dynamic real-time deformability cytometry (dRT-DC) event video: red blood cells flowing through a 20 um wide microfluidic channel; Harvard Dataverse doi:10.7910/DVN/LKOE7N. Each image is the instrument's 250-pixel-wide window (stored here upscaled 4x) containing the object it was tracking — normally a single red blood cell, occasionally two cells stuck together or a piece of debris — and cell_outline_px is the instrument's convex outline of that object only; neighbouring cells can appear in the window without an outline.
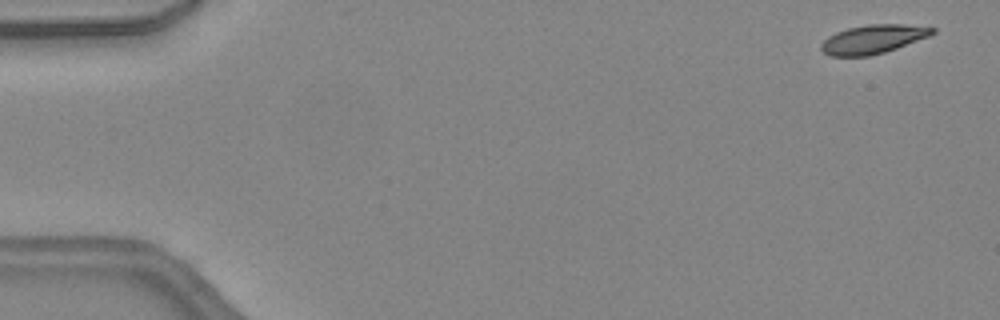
{"species": "common noctule bat (a hibernating species)", "species_latin": "Nyctalus noctula", "temperature_condition": "warm", "stored_images_in_passage": 46, "camera_frame_rate_fps": 3000, "um_per_image_px": 0.085, "animal": {"sex": "female", "body_mass_g": 24.6, "forearm_length_mm": 56.2}, "frame": {"image": 1, "passage_image": 2, "time_ms": 0.333, "image_size_px": [1000, 320], "cell_outline_px": [[936, 32], [928, 36], [896, 48], [884, 52], [868, 56], [828, 56], [820, 48], [820, 44], [828, 36], [836, 32], [848, 28], [868, 24], [900, 24], [936, 28]], "centroid_in_image_um": [74.16, 3.33], "position_along_channel_um": 10.8, "area_um2": 18.5}}
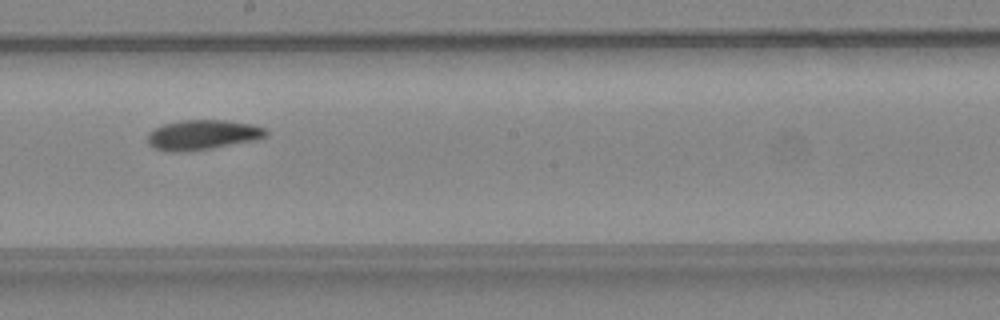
{"frame": {"image": 2, "passage_image": 26, "time_ms": 8.333, "image_size_px": [1000, 320], "cell_outline_px": [[268, 136], [256, 140], [212, 148], [184, 152], [168, 152], [152, 148], [148, 144], [148, 132], [164, 124], [184, 120], [224, 120], [252, 124], [268, 128]], "centroid_in_image_um": [17.24, 11.47], "position_along_channel_um": 231.0, "area_um2": 20.87}}
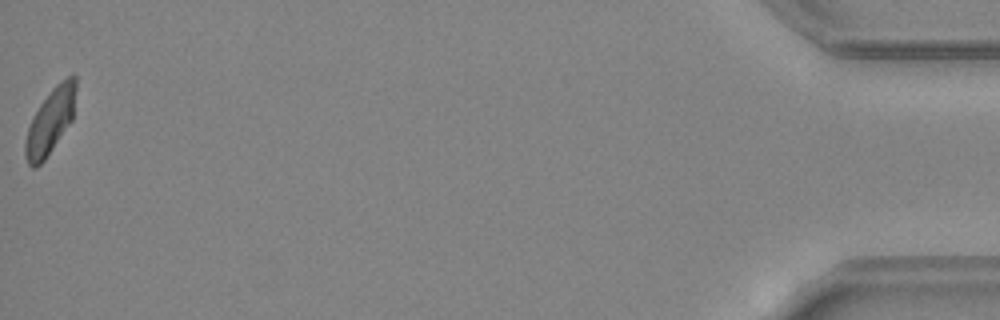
{"frame": {"image": 3, "passage_image": 46, "time_ms": 15.0, "image_size_px": [1000, 320], "cell_outline_px": [[76, 88], [72, 120], [44, 160], [36, 168], [32, 168], [28, 164], [24, 156], [24, 144], [28, 128], [40, 104], [52, 88], [60, 80], [72, 72], [76, 76]], "centroid_in_image_um": [4.28, 10.28], "position_along_channel_um": 430.9, "area_um2": 19.19}, "authors_computed_cell_mechanics": {"area_um2": 19.8254, "velocity_mm_per_s": 4.5062, "shape_relaxation_time_tau1_ms": 5.1259, "shape_relaxation_time_tau2_ms": 3.9972, "deformation_change_tau1": 0.1548, "deformation_change_tau2": 0.0914}}